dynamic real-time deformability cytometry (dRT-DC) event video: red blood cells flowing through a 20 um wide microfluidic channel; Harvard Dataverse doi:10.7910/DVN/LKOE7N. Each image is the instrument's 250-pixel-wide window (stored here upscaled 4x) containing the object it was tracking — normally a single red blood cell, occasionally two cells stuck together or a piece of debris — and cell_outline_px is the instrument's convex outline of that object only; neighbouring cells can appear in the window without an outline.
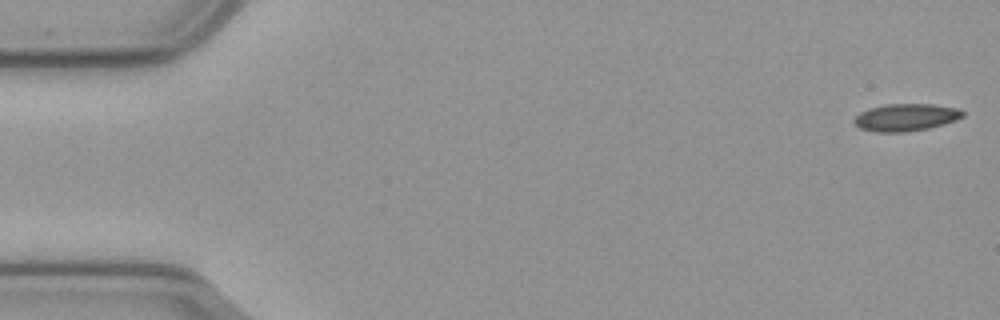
{"species": "common noctule bat (a hibernating species)", "species_latin": "Nyctalus noctula", "temperature_condition": "cold", "stored_images_in_passage": 56, "camera_frame_rate_fps": 3000, "um_per_image_px": 0.085, "animal": {"sex": "male", "body_mass_g": 23.1, "forearm_length_mm": 52.7}, "frame": {"image": 1, "passage_image": 1, "time_ms": 0.0, "image_size_px": [1000, 320], "cell_outline_px": [[964, 116], [956, 120], [944, 124], [928, 128], [904, 132], [876, 132], [860, 128], [852, 120], [860, 112], [868, 108], [884, 104], [932, 104], [956, 108], [964, 112]], "centroid_in_image_um": [76.98, 9.97], "position_along_channel_um": 8.0, "area_um2": 17.28}}
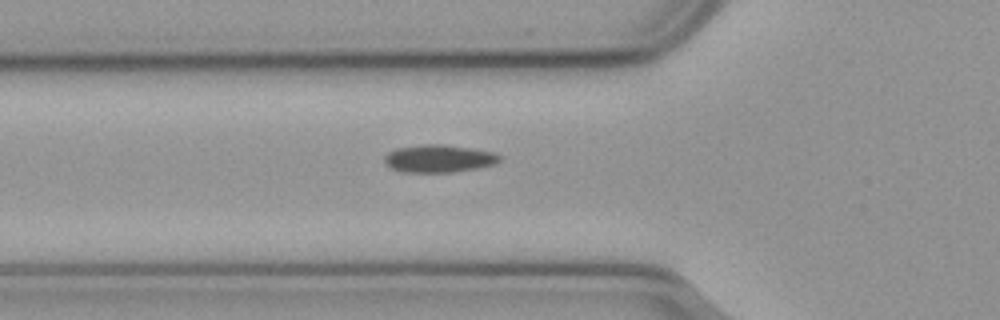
{"frame": {"image": 2, "passage_image": 19, "time_ms": 6.0, "image_size_px": [1000, 320], "cell_outline_px": [[504, 156], [496, 164], [480, 168], [452, 172], [400, 172], [384, 164], [384, 156], [388, 152], [396, 148], [428, 144], [436, 144], [468, 148], [496, 152]], "centroid_in_image_um": [37.33, 13.49], "position_along_channel_um": 88.5, "area_um2": 18.67}}
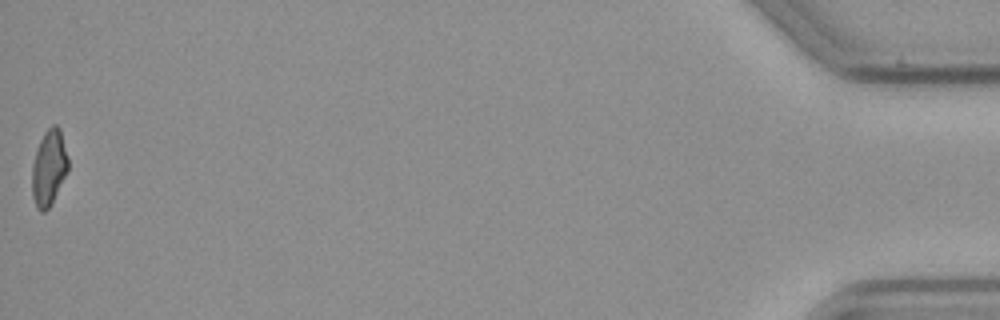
{"frame": {"image": 3, "passage_image": 56, "time_ms": 18.333, "image_size_px": [1000, 320], "cell_outline_px": [[68, 168], [52, 204], [44, 212], [40, 212], [36, 208], [32, 196], [32, 164], [36, 148], [44, 132], [52, 124], [56, 124], [60, 128], [68, 156]], "centroid_in_image_um": [4.14, 14.25], "position_along_channel_um": 431.1, "area_um2": 16.13}, "authors_computed_cell_mechanics": {"area_um2": 17.4267, "velocity_mm_per_s": 3.6419, "shape_relaxation_time_tau1_ms": null, "shape_relaxation_time_tau2_ms": 11.0004, "deformation_change_tau1": null, "deformation_change_tau2": 0.1565}}